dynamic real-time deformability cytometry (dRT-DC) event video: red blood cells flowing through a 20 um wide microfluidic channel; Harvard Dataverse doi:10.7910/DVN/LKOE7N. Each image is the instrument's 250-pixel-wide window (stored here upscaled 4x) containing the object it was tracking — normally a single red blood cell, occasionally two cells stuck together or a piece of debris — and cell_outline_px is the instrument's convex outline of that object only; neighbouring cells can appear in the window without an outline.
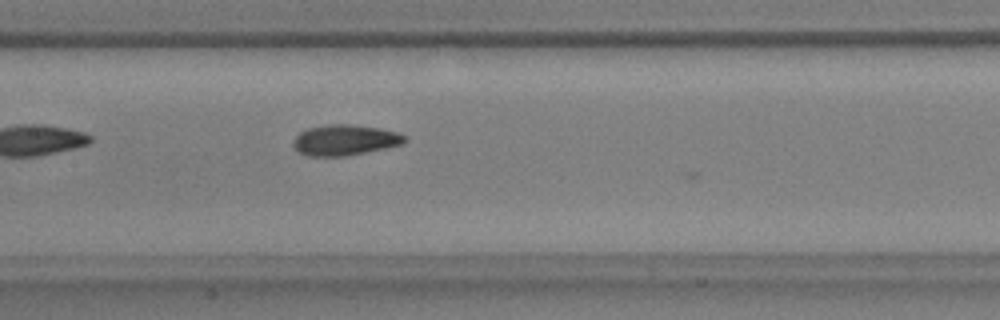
{"species": "common noctule bat (a hibernating species)", "species_latin": "Nyctalus noctula", "temperature_condition": "warm", "stored_images_in_passage": 13, "camera_frame_rate_fps": 3000, "um_per_image_px": 0.085, "animal": {"sex": "male", "body_mass_g": 17.9, "forearm_length_mm": 54.2}, "frame": {"image": 1, "passage_image": 11, "time_ms": 3.333, "image_size_px": [1000, 320], "cell_outline_px": [[408, 140], [404, 144], [344, 156], [308, 156], [296, 152], [292, 144], [292, 140], [300, 132], [308, 128], [328, 124], [348, 124], [380, 128], [396, 132], [408, 136]], "centroid_in_image_um": [29.3, 11.9], "position_along_channel_um": 178.1, "area_um2": 20.06}}